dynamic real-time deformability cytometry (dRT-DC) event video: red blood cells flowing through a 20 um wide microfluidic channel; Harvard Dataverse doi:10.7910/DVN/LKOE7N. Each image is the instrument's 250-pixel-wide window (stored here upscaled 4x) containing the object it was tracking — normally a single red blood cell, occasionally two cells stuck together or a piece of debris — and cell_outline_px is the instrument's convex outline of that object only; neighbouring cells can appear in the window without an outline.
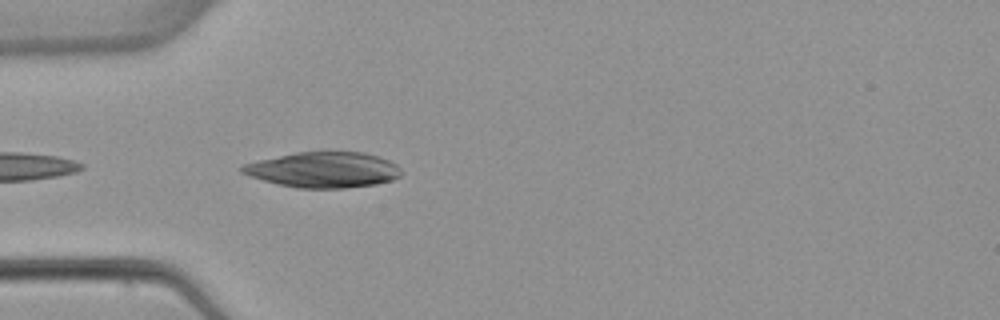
{"species": "common noctule bat (a hibernating species)", "species_latin": "Nyctalus noctula", "temperature_condition": "warm", "stored_images_in_passage": 4, "camera_frame_rate_fps": 3000, "um_per_image_px": 0.085, "animal": {"sex": "female", "body_mass_g": 22.7, "forearm_length_mm": 54.2}, "frame": {"image": 1, "passage_image": 4, "time_ms": 4.667, "image_size_px": [1000, 320], "cell_outline_px": [[400, 176], [392, 180], [376, 184], [344, 188], [296, 188], [276, 184], [248, 176], [240, 172], [240, 168], [244, 164], [260, 160], [296, 152], [364, 152], [380, 156], [396, 164], [400, 168]], "centroid_in_image_um": [27.49, 14.44], "position_along_channel_um": 57.5, "area_um2": 33.0}}